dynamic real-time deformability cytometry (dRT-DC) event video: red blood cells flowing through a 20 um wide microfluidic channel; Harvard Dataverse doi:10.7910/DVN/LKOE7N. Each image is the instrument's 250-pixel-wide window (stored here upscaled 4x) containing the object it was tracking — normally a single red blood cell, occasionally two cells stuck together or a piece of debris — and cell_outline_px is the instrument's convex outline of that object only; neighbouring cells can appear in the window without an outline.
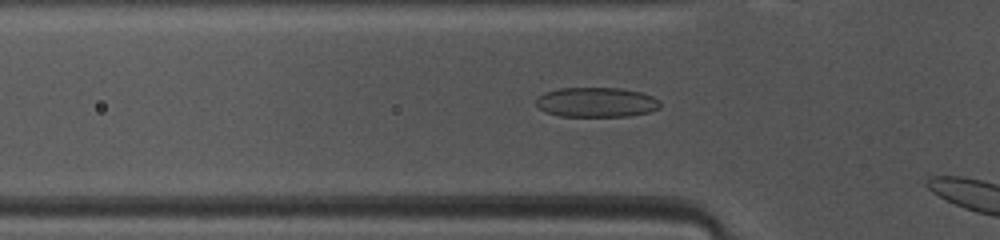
{"species": "common noctule bat (a hibernating species)", "species_latin": "Nyctalus noctula", "temperature_condition": "warm", "stored_images_in_passage": 11, "camera_frame_rate_fps": 3000, "um_per_image_px": 0.085, "animal": {"sex": "female", "body_mass_g": 10.0, "forearm_length_mm": 53.1}, "frame": {"image": 1, "passage_image": 10, "time_ms": 3.0, "image_size_px": [1000, 240], "cell_outline_px": [[660, 108], [652, 112], [628, 116], [560, 116], [544, 112], [536, 104], [536, 100], [544, 92], [560, 88], [620, 88], [640, 92], [652, 96], [660, 100]], "centroid_in_image_um": [50.72, 8.69], "position_along_channel_um": 75.1, "area_um2": 21.62}}